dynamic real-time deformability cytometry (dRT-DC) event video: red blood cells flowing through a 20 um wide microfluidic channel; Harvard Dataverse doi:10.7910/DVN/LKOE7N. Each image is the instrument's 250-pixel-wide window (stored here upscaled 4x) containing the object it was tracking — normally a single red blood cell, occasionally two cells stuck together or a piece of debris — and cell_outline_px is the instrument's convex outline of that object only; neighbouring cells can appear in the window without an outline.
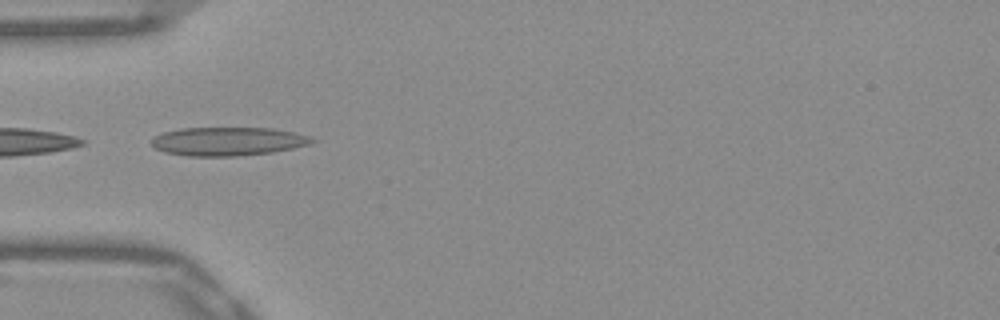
{"species": "Egyptian fruit bat (a non-hibernating species)", "species_latin": "Rousettus aegyptiacus", "temperature_condition": "warm", "stored_images_in_passage": 36, "camera_frame_rate_fps": 3000, "um_per_image_px": 0.085, "frame": {"image": 1, "passage_image": 1, "time_ms": 0.0, "image_size_px": [1000, 320], "cell_outline_px": [[316, 140], [312, 144], [272, 152], [236, 156], [188, 156], [164, 152], [156, 148], [152, 144], [152, 140], [156, 136], [164, 132], [180, 128], [272, 128], [312, 136]], "centroid_in_image_um": [19.41, 12.01], "position_along_channel_um": 65.6, "area_um2": 26.65}}
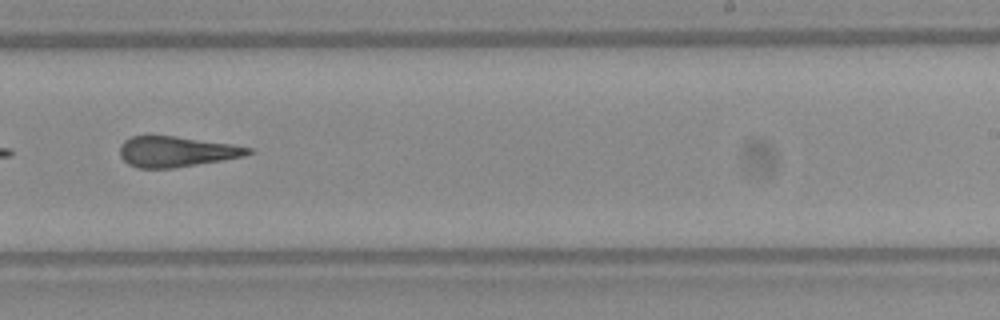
{"frame": {"image": 2, "passage_image": 17, "time_ms": 5.333, "image_size_px": [1000, 320], "cell_outline_px": [[256, 152], [244, 156], [224, 160], [172, 168], [136, 168], [128, 164], [120, 156], [120, 144], [124, 140], [132, 136], [172, 136], [232, 144], [252, 148]], "centroid_in_image_um": [15.0, 12.89], "position_along_channel_um": 274.0, "area_um2": 22.83}}
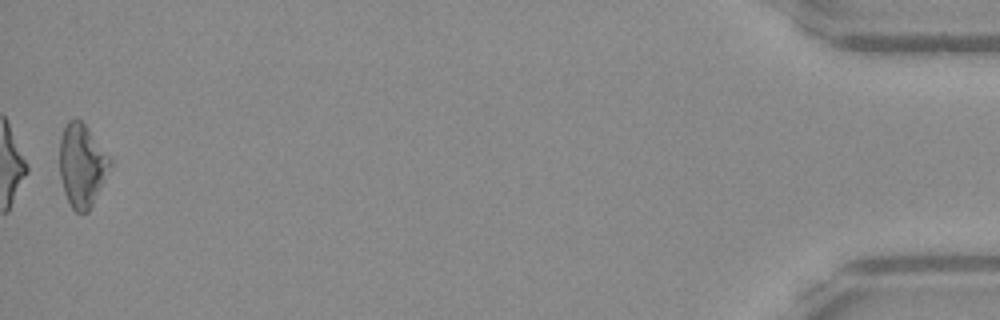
{"frame": {"image": 3, "passage_image": 36, "time_ms": 11.667, "image_size_px": [1000, 320], "cell_outline_px": [[112, 164], [88, 212], [76, 212], [72, 208], [64, 192], [60, 176], [60, 136], [68, 120], [76, 116], [84, 124], [112, 160]], "centroid_in_image_um": [6.95, 14.03], "position_along_channel_um": 428.3, "area_um2": 24.04}, "authors_computed_cell_mechanics": {"area_um2": 23.698, "velocity_mm_per_s": 3.909, "shape_relaxation_time_tau1_ms": null, "shape_relaxation_time_tau2_ms": 1.6479, "deformation_change_tau1": null, "deformation_change_tau2": 0.1336}}